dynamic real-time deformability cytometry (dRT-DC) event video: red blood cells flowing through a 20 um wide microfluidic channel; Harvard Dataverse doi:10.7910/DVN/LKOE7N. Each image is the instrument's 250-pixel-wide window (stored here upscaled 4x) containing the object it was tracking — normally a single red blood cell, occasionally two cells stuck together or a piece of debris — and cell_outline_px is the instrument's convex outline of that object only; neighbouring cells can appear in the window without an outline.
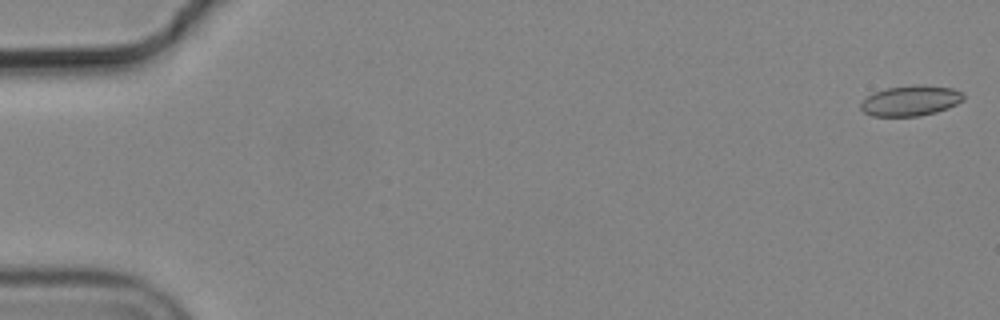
{"species": "common noctule bat (a hibernating species)", "species_latin": "Nyctalus noctula", "temperature_condition": "cold", "stored_images_in_passage": 6, "camera_frame_rate_fps": 3000, "um_per_image_px": 0.085, "animal": {"sex": "male", "body_mass_g": 19.2, "forearm_length_mm": 51.8}, "frame": {"image": 1, "passage_image": 1, "time_ms": 0.0, "image_size_px": [1000, 320], "cell_outline_px": [[964, 100], [948, 108], [936, 112], [920, 116], [872, 116], [864, 112], [860, 108], [860, 104], [872, 92], [888, 88], [912, 84], [924, 84], [952, 88], [964, 92]], "centroid_in_image_um": [77.43, 8.54], "position_along_channel_um": 7.6, "area_um2": 18.44}}
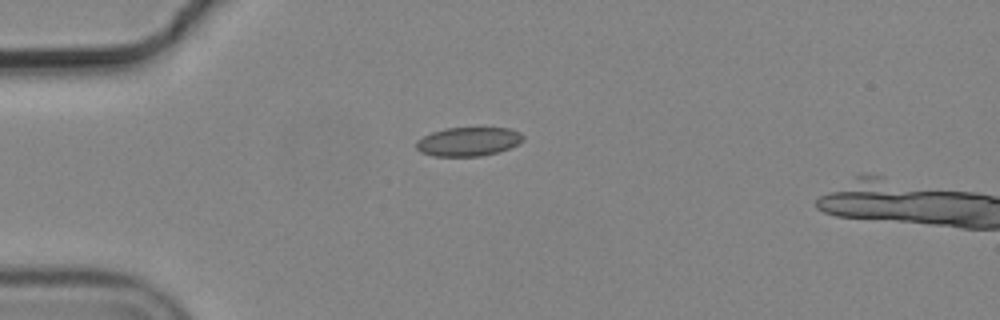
{"frame": {"image": 2, "passage_image": 5, "time_ms": 1.333, "image_size_px": [1000, 320], "cell_outline_px": [[524, 140], [520, 144], [500, 152], [480, 156], [436, 156], [420, 152], [416, 148], [416, 140], [432, 132], [444, 128], [508, 128], [520, 132], [524, 136]], "centroid_in_image_um": [39.84, 12.04], "position_along_channel_um": 45.2, "area_um2": 18.15}}